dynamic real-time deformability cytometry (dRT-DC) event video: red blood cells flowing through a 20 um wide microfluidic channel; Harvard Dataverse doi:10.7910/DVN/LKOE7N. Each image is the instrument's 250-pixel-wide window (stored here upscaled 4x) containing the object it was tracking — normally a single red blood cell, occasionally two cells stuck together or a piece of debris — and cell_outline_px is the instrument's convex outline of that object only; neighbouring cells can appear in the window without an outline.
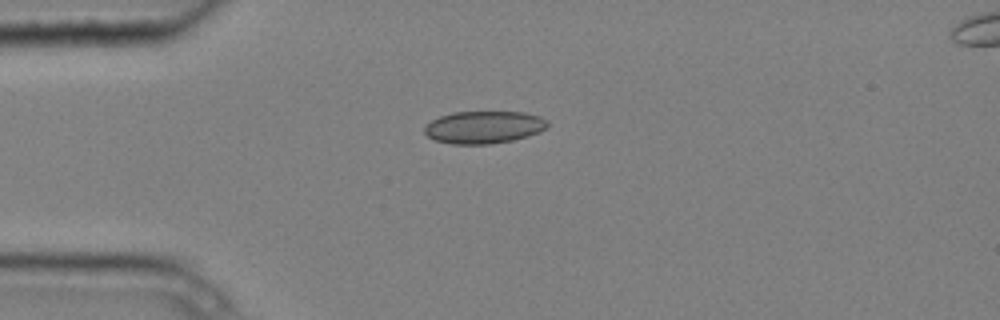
{"species": "common noctule bat (a hibernating species)", "species_latin": "Nyctalus noctula", "temperature_condition": "cold", "stored_images_in_passage": 4, "camera_frame_rate_fps": 3000, "um_per_image_px": 0.085, "animal": {"sex": "male", "body_mass_g": 20.4}, "frame": {"image": 1, "passage_image": 4, "time_ms": 1.0, "image_size_px": [1000, 320], "cell_outline_px": [[548, 128], [540, 132], [528, 136], [512, 140], [492, 144], [452, 144], [436, 140], [428, 136], [424, 132], [424, 128], [432, 120], [440, 116], [452, 112], [524, 112], [540, 116], [548, 120]], "centroid_in_image_um": [41.17, 10.81], "position_along_channel_um": 43.8, "area_um2": 23.35}}